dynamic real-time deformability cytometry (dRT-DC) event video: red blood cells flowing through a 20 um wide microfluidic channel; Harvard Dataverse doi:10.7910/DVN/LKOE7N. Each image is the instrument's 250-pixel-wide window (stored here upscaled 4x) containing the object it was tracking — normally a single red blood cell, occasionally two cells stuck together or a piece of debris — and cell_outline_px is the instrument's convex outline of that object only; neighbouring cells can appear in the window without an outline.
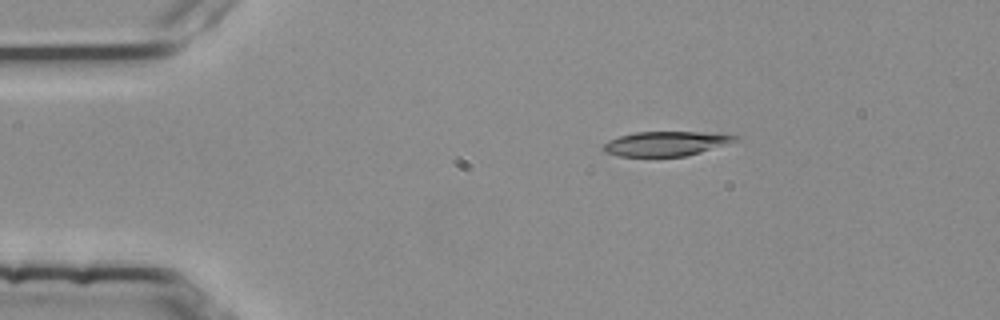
{"species": "common noctule bat (a hibernating species)", "species_latin": "Nyctalus noctula", "temperature_condition": "room temperature", "stored_images_in_passage": 4, "camera_frame_rate_fps": 3000, "um_per_image_px": 0.085, "animal": {"sex": "female", "body_mass_g": 25.1}, "frame": {"image": 1, "passage_image": 3, "time_ms": 0.667, "image_size_px": [1000, 320], "cell_outline_px": [[740, 136], [736, 140], [700, 152], [684, 156], [620, 156], [604, 152], [600, 148], [608, 140], [620, 136], [636, 132], [696, 132]], "centroid_in_image_um": [56.49, 12.21], "position_along_channel_um": 28.5, "area_um2": 18.44}}